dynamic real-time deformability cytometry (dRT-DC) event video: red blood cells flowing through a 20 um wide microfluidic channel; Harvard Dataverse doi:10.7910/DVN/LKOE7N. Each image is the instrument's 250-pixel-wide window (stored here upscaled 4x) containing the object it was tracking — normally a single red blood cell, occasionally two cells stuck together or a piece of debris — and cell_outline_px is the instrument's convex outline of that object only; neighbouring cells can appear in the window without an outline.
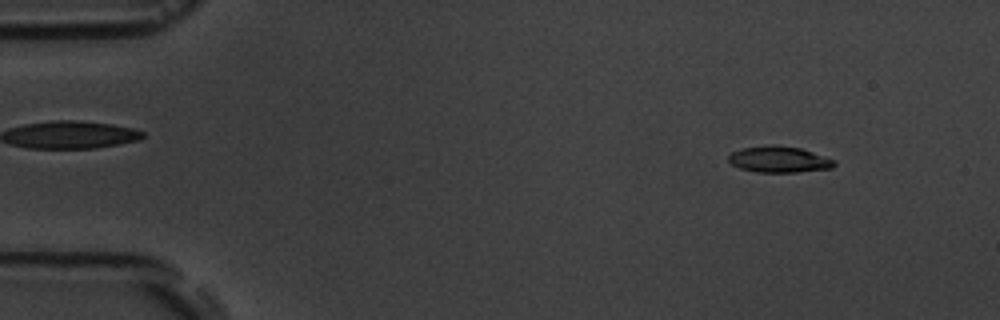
{"species": "common noctule bat (a hibernating species)", "species_latin": "Nyctalus noctula", "temperature_condition": "room temperature", "stored_images_in_passage": 4, "camera_frame_rate_fps": 3000, "um_per_image_px": 0.085, "animal": {"sex": "male", "body_mass_g": 19.5, "forearm_length_mm": 54.6}, "frame": {"image": 1, "passage_image": 1, "time_ms": 0.0, "image_size_px": [1000, 320], "cell_outline_px": [[836, 164], [832, 168], [796, 172], [756, 172], [740, 168], [732, 164], [728, 160], [728, 156], [732, 152], [744, 148], [768, 144], [772, 144], [800, 148], [836, 160]], "centroid_in_image_um": [66.22, 13.55], "position_along_channel_um": 18.8, "area_um2": 16.13}}
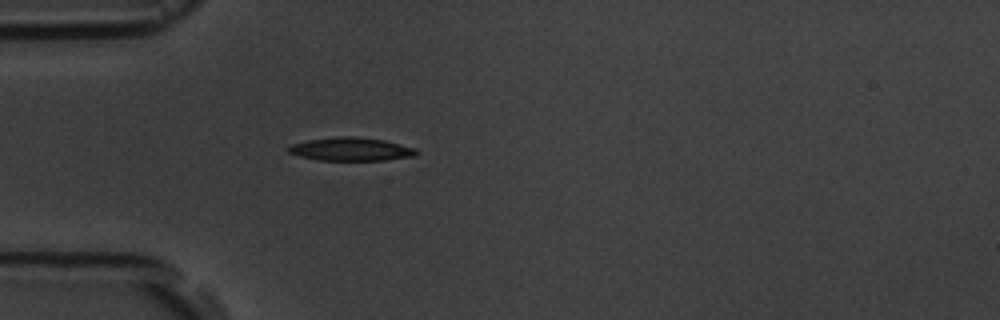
{"frame": {"image": 2, "passage_image": 4, "time_ms": 3.333, "image_size_px": [1000, 320], "cell_outline_px": [[416, 152], [412, 156], [384, 160], [316, 160], [300, 156], [288, 152], [288, 148], [292, 144], [308, 140], [336, 136], [352, 136], [384, 140], [416, 148]], "centroid_in_image_um": [29.8, 12.67], "position_along_channel_um": 55.2, "area_um2": 17.17}}